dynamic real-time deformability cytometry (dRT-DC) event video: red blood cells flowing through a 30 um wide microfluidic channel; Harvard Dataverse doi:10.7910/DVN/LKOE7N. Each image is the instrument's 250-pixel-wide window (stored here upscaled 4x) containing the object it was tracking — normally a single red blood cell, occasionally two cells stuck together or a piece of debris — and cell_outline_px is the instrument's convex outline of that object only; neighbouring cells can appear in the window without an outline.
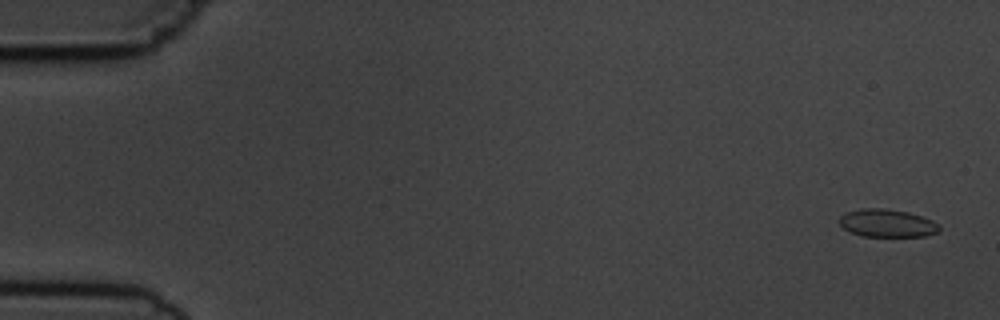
{"species": "common noctule bat (a hibernating species)", "species_latin": "Nyctalus noctula", "temperature_condition": "cold", "stored_images_in_passage": 4, "camera_frame_rate_fps": 3000, "um_per_image_px": 0.085, "animal": {"sex": "male", "body_mass_g": 19.5, "forearm_length_mm": 54.6}, "frame": {"image": 1, "passage_image": 1, "time_ms": 0.0, "image_size_px": [1000, 320], "cell_outline_px": [[940, 232], [924, 236], [860, 236], [844, 228], [836, 220], [844, 212], [860, 208], [884, 208], [908, 212], [932, 220], [940, 224]], "centroid_in_image_um": [75.39, 18.96], "position_along_channel_um": 9.6, "area_um2": 16.42}}
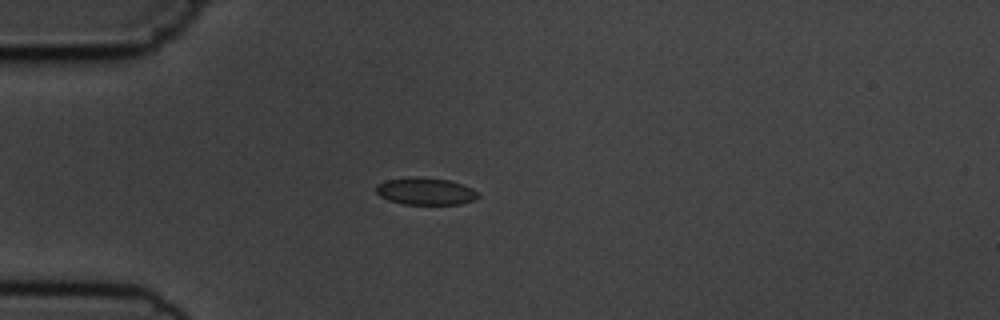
{"frame": {"image": 2, "passage_image": 4, "time_ms": 4.333, "image_size_px": [1000, 320], "cell_outline_px": [[480, 196], [476, 200], [460, 204], [404, 204], [388, 200], [380, 196], [376, 192], [376, 184], [384, 180], [408, 176], [412, 176], [448, 180], [472, 188]], "centroid_in_image_um": [36.13, 16.25], "position_along_channel_um": 48.9, "area_um2": 16.24}}